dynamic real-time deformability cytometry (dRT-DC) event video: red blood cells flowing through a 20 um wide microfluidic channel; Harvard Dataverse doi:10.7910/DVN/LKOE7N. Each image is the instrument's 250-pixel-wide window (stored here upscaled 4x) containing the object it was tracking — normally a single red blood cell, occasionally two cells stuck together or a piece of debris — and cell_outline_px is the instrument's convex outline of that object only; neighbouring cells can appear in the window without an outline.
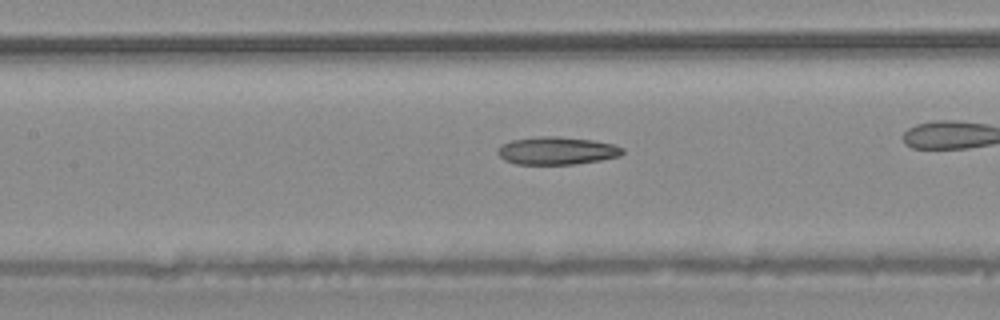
{"species": "common noctule bat (a hibernating species)", "species_latin": "Nyctalus noctula", "temperature_condition": "warm", "stored_images_in_passage": 37, "camera_frame_rate_fps": 3000, "um_per_image_px": 0.085, "animal": {"sex": "male", "body_mass_g": 20.4}, "frame": {"image": 1, "passage_image": 22, "time_ms": 7.0, "image_size_px": [1000, 320], "cell_outline_px": [[624, 152], [620, 156], [600, 160], [576, 164], [516, 164], [504, 160], [496, 152], [500, 144], [512, 140], [540, 136], [556, 136], [592, 140], [612, 144], [624, 148]], "centroid_in_image_um": [47.31, 12.81], "position_along_channel_um": 160.1, "area_um2": 20.23}}